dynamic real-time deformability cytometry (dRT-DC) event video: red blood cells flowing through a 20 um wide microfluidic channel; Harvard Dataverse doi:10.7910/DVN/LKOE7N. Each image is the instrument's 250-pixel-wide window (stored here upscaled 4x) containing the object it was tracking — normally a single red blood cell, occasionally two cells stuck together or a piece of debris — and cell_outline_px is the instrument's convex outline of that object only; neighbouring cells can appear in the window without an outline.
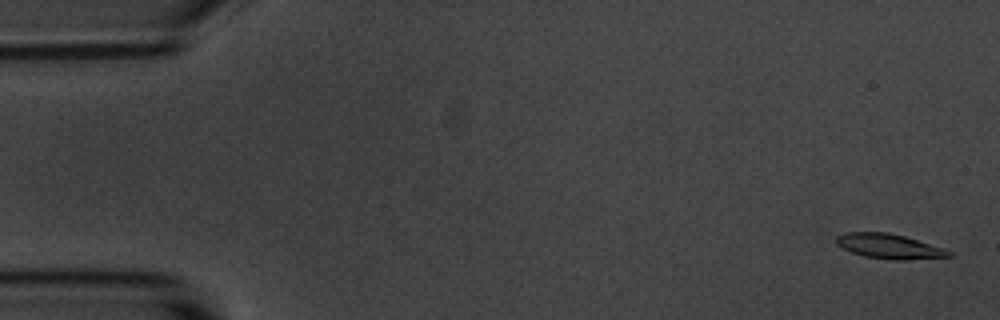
{"species": "common noctule bat (a hibernating species)", "species_latin": "Nyctalus noctula", "temperature_condition": "room temperature", "stored_images_in_passage": 16, "camera_frame_rate_fps": 3000, "um_per_image_px": 0.085, "animal": {"sex": "male", "body_mass_g": 20.1, "forearm_length_mm": 53.5}, "frame": {"image": 1, "passage_image": 2, "time_ms": 0.333, "image_size_px": [1000, 320], "cell_outline_px": [[956, 256], [904, 260], [896, 260], [864, 256], [852, 252], [836, 244], [836, 236], [844, 232], [888, 232], [904, 236], [944, 248], [952, 252]], "centroid_in_image_um": [75.6, 20.93], "position_along_channel_um": 9.4, "area_um2": 16.24}}
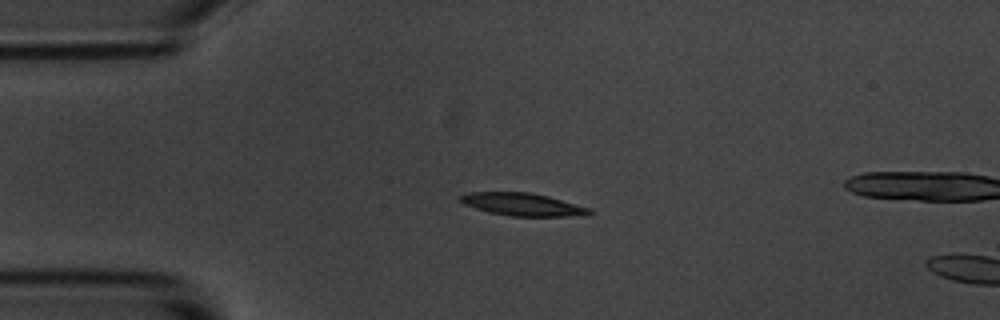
{"frame": {"image": 2, "passage_image": 13, "time_ms": 4.0, "image_size_px": [1000, 320], "cell_outline_px": [[592, 212], [564, 216], [512, 216], [488, 212], [464, 204], [460, 200], [460, 196], [468, 192], [532, 192], [548, 196], [592, 208]], "centroid_in_image_um": [44.38, 17.36], "position_along_channel_um": 40.6, "area_um2": 16.82}}